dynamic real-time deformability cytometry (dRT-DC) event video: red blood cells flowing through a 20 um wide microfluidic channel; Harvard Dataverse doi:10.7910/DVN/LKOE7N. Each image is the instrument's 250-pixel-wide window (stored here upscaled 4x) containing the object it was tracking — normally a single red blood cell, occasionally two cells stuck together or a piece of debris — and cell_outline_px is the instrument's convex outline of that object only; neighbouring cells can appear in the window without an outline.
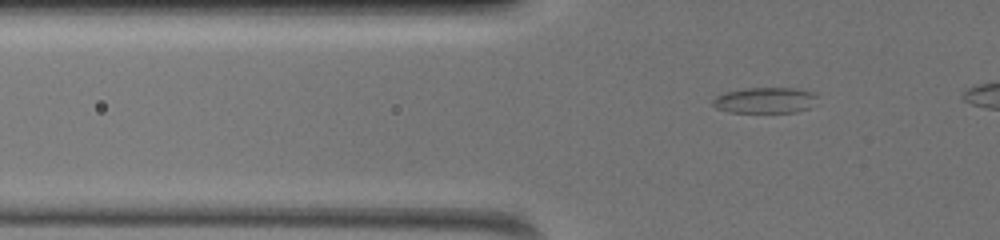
{"species": "common noctule bat (a hibernating species)", "species_latin": "Nyctalus noctula", "temperature_condition": "warm", "stored_images_in_passage": 49, "camera_frame_rate_fps": 3000, "um_per_image_px": 0.085, "animal": {"sex": "female", "body_mass_g": 19.5, "forearm_length_mm": 54.1}, "frame": {"image": 1, "passage_image": 16, "time_ms": 5.0, "image_size_px": [1000, 240], "cell_outline_px": [[816, 96], [808, 108], [796, 112], [728, 112], [716, 108], [712, 104], [712, 100], [716, 96], [724, 92], [744, 88], [792, 88], [812, 92]], "centroid_in_image_um": [64.94, 8.52], "position_along_channel_um": 60.9, "area_um2": 15.55}}
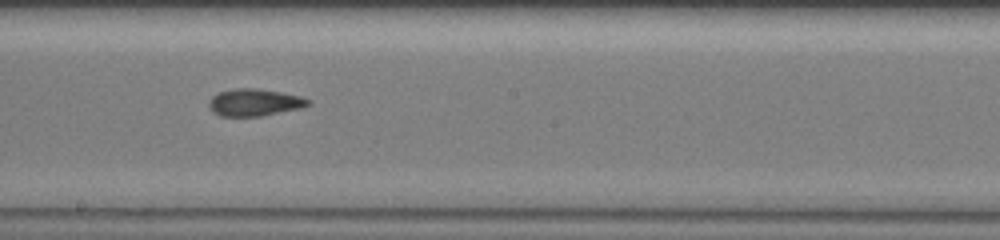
{"frame": {"image": 2, "passage_image": 31, "time_ms": 10.0, "image_size_px": [1000, 240], "cell_outline_px": [[308, 104], [300, 108], [260, 116], [220, 116], [212, 112], [208, 104], [208, 100], [212, 96], [220, 92], [236, 88], [252, 88], [280, 92], [300, 96], [308, 100]], "centroid_in_image_um": [21.55, 8.71], "position_along_channel_um": 226.6, "area_um2": 15.43}}
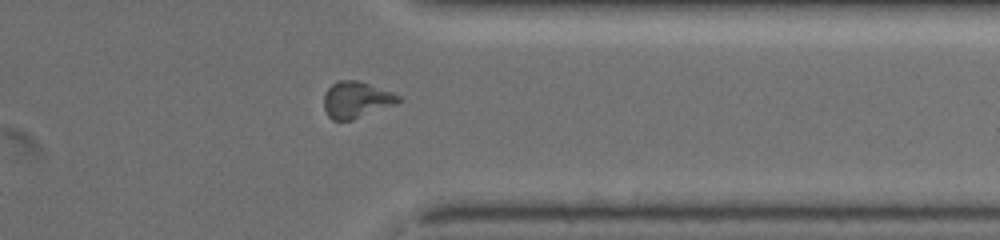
{"frame": {"image": 3, "passage_image": 44, "time_ms": 14.333, "image_size_px": [1000, 240], "cell_outline_px": [[404, 100], [352, 120], [332, 120], [328, 116], [324, 108], [324, 96], [328, 88], [336, 80], [360, 80], [400, 96]], "centroid_in_image_um": [30.26, 8.47], "position_along_channel_um": 381.1, "area_um2": 15.66}}